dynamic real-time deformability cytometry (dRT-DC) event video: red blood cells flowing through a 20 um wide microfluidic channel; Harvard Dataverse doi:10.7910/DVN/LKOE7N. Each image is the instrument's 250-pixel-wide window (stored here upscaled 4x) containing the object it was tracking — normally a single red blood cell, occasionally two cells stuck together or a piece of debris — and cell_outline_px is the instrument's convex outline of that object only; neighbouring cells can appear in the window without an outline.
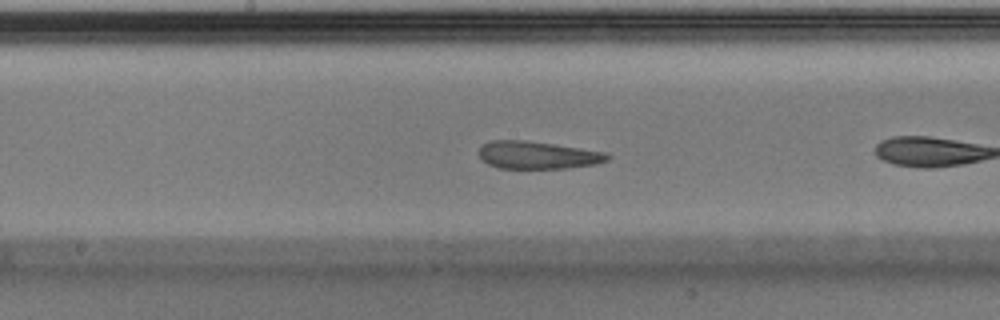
{"species": "Egyptian fruit bat (a non-hibernating species)", "species_latin": "Rousettus aegyptiacus", "temperature_condition": "warm", "stored_images_in_passage": 29, "camera_frame_rate_fps": 3000, "um_per_image_px": 0.085, "animal": {"sex": "male"}, "frame": {"image": 1, "passage_image": 9, "time_ms": 2.667, "image_size_px": [1000, 320], "cell_outline_px": [[612, 156], [608, 160], [596, 164], [568, 168], [500, 168], [488, 164], [480, 160], [480, 144], [488, 140], [524, 140], [580, 148], [604, 152]], "centroid_in_image_um": [45.66, 13.18], "position_along_channel_um": 202.5, "area_um2": 20.69}}